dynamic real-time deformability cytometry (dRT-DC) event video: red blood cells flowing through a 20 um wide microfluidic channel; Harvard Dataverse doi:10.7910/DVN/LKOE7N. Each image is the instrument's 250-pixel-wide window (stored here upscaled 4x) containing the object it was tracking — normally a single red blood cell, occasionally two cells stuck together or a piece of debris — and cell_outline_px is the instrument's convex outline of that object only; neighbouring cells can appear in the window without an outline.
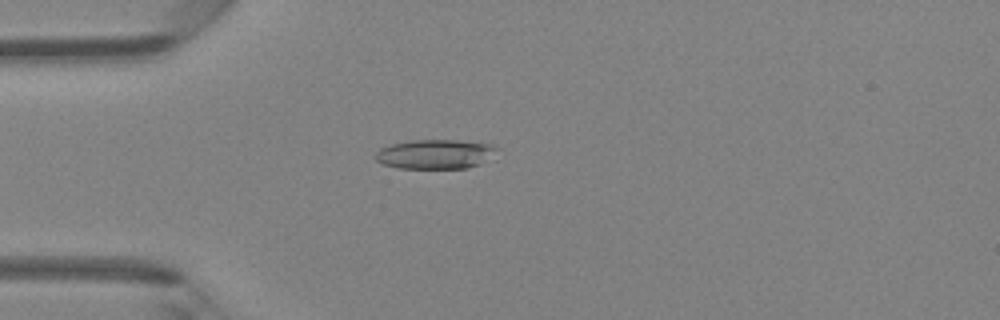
{"species": "Egyptian fruit bat (a non-hibernating species)", "species_latin": "Rousettus aegyptiacus", "temperature_condition": "room temperature", "stored_images_in_passage": 47, "camera_frame_rate_fps": 3000, "um_per_image_px": 0.085, "animal": {"sex": "female"}, "frame": {"image": 1, "passage_image": 13, "time_ms": 4.0, "image_size_px": [1000, 320], "cell_outline_px": [[500, 148], [496, 160], [468, 168], [400, 168], [384, 164], [376, 160], [376, 152], [380, 148], [392, 144], [412, 140], [456, 140], [496, 144]], "centroid_in_image_um": [37.18, 13.1], "position_along_channel_um": 47.8, "area_um2": 21.44}}
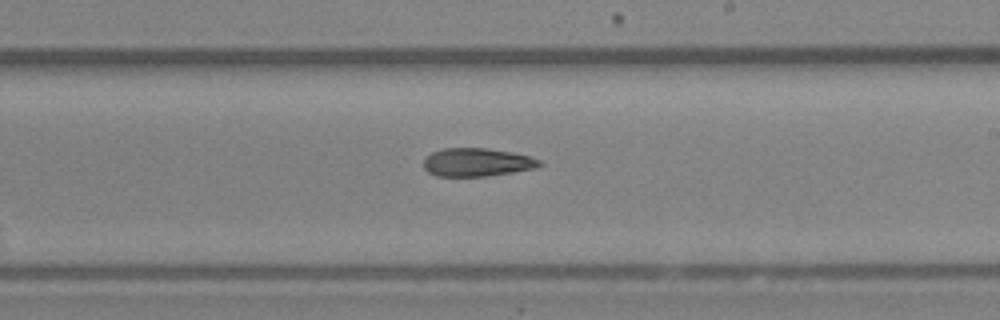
{"frame": {"image": 2, "passage_image": 28, "time_ms": 9.0, "image_size_px": [1000, 320], "cell_outline_px": [[544, 164], [536, 168], [512, 172], [484, 176], [436, 176], [428, 172], [424, 168], [424, 160], [432, 152], [444, 148], [484, 148], [512, 152], [528, 156], [540, 160]], "centroid_in_image_um": [40.55, 13.79], "position_along_channel_um": 248.5, "area_um2": 18.96}}
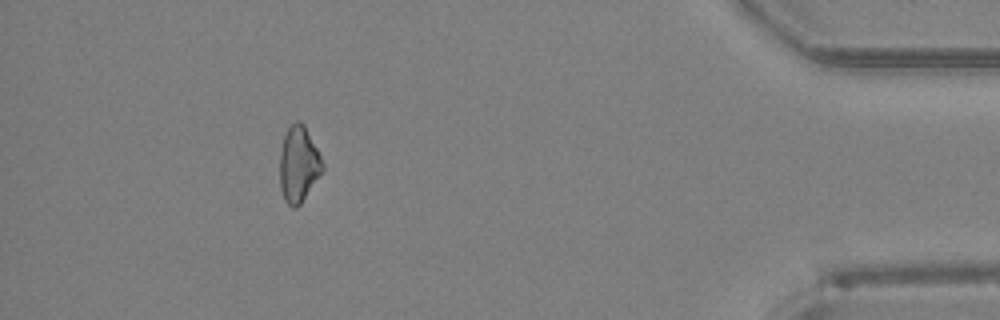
{"frame": {"image": 3, "passage_image": 43, "time_ms": 14.0, "image_size_px": [1000, 320], "cell_outline_px": [[324, 172], [300, 204], [296, 208], [292, 208], [284, 200], [280, 188], [280, 148], [284, 136], [288, 128], [296, 120], [300, 120], [304, 124], [324, 164]], "centroid_in_image_um": [25.38, 13.98], "position_along_channel_um": 409.8, "area_um2": 19.07}}